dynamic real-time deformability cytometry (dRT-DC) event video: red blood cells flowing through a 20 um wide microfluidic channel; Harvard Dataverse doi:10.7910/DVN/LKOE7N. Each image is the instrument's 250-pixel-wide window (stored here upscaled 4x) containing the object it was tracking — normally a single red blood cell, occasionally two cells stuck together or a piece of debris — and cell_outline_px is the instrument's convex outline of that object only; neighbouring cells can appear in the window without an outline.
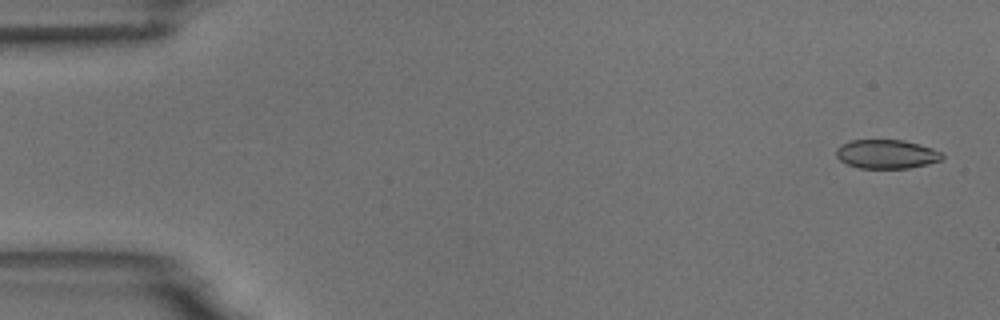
{"species": "common noctule bat (a hibernating species)", "species_latin": "Nyctalus noctula", "temperature_condition": "room temperature", "stored_images_in_passage": 5, "camera_frame_rate_fps": 3000, "um_per_image_px": 0.085, "animal": {"sex": "male", "body_mass_g": 18.8}, "frame": {"image": 1, "passage_image": 1, "time_ms": 0.0, "image_size_px": [1000, 320], "cell_outline_px": [[944, 156], [940, 160], [928, 164], [908, 168], [860, 168], [848, 164], [840, 160], [836, 156], [836, 148], [840, 144], [848, 140], [904, 140], [932, 148], [944, 152]], "centroid_in_image_um": [75.35, 13.09], "position_along_channel_um": 9.7, "area_um2": 17.98}}
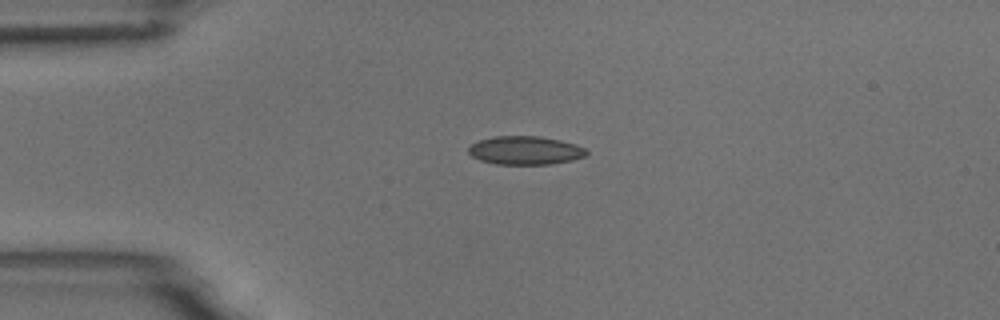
{"frame": {"image": 2, "passage_image": 4, "time_ms": 3.667, "image_size_px": [1000, 320], "cell_outline_px": [[588, 152], [584, 156], [572, 160], [552, 164], [496, 164], [480, 160], [472, 156], [468, 152], [468, 148], [472, 144], [480, 140], [492, 136], [540, 136], [560, 140], [576, 144], [584, 148]], "centroid_in_image_um": [44.64, 12.78], "position_along_channel_um": 40.4, "area_um2": 19.54}}